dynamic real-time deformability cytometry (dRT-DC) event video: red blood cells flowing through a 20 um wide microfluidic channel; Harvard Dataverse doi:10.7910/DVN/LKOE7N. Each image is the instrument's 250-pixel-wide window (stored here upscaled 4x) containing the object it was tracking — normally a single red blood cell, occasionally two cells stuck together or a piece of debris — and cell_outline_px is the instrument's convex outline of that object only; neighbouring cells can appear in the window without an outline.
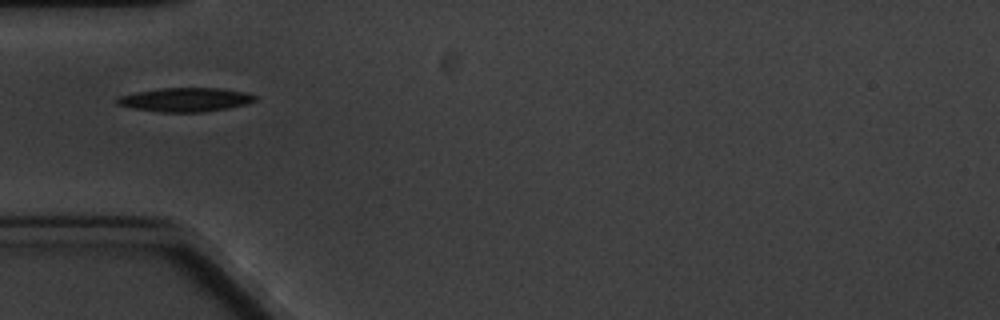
{"species": "common noctule bat (a hibernating species)", "species_latin": "Nyctalus noctula", "temperature_condition": "cold", "stored_images_in_passage": 3, "camera_frame_rate_fps": 3000, "um_per_image_px": 0.085, "animal": {"sex": "male", "body_mass_g": 20.1, "forearm_length_mm": 53.5}, "frame": {"image": 1, "passage_image": 1, "time_ms": 0.0, "image_size_px": [1000, 320], "cell_outline_px": [[256, 100], [248, 104], [228, 108], [204, 112], [160, 112], [132, 108], [116, 104], [112, 100], [116, 96], [136, 92], [160, 88], [220, 88], [248, 92], [256, 96]], "centroid_in_image_um": [15.73, 8.47], "position_along_channel_um": 69.3, "area_um2": 19.54}}